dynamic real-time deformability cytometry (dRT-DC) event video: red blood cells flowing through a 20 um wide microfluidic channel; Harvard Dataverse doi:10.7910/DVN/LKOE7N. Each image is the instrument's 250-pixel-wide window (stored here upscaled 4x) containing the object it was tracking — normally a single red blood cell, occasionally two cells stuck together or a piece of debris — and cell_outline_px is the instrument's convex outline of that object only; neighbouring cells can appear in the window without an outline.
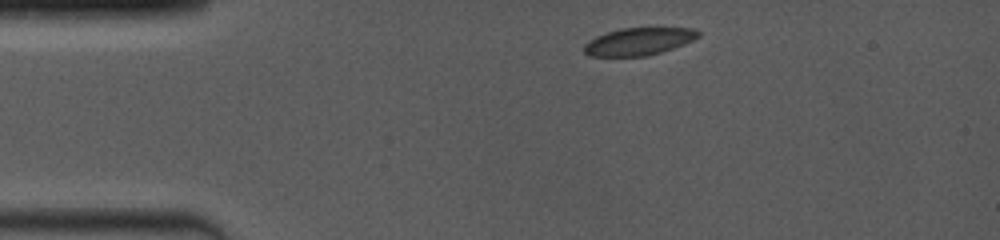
{"species": "common noctule bat (a hibernating species)", "species_latin": "Nyctalus noctula", "temperature_condition": "room temperature", "stored_images_in_passage": 35, "camera_frame_rate_fps": 4000, "um_per_image_px": 0.085, "animal": {"sex": "female", "body_mass_g": 19.0, "forearm_length_mm": 53.3}, "frame": {"image": 1, "passage_image": 1, "time_ms": 0.0, "image_size_px": [1000, 240], "cell_outline_px": [[700, 36], [684, 44], [648, 56], [588, 56], [584, 52], [584, 44], [588, 40], [596, 36], [608, 32], [624, 28], [692, 28], [700, 32]], "centroid_in_image_um": [54.27, 3.53], "position_along_channel_um": 30.7, "area_um2": 18.15}}
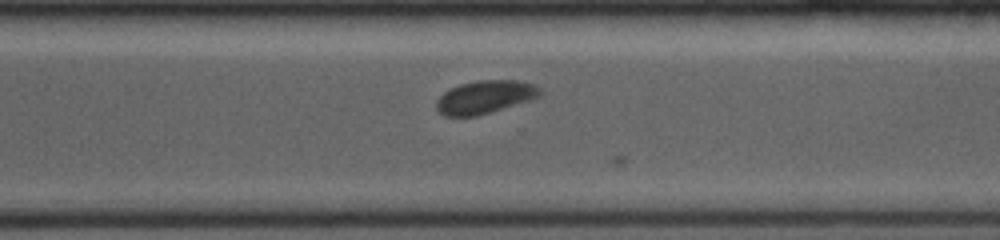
{"frame": {"image": 2, "passage_image": 34, "time_ms": 8.75, "image_size_px": [1000, 240], "cell_outline_px": [[540, 96], [532, 100], [476, 116], [444, 116], [436, 108], [436, 100], [444, 92], [460, 84], [480, 80], [520, 80], [536, 84], [540, 88]], "centroid_in_image_um": [41.25, 8.24], "position_along_channel_um": 329.3, "area_um2": 20.0}}